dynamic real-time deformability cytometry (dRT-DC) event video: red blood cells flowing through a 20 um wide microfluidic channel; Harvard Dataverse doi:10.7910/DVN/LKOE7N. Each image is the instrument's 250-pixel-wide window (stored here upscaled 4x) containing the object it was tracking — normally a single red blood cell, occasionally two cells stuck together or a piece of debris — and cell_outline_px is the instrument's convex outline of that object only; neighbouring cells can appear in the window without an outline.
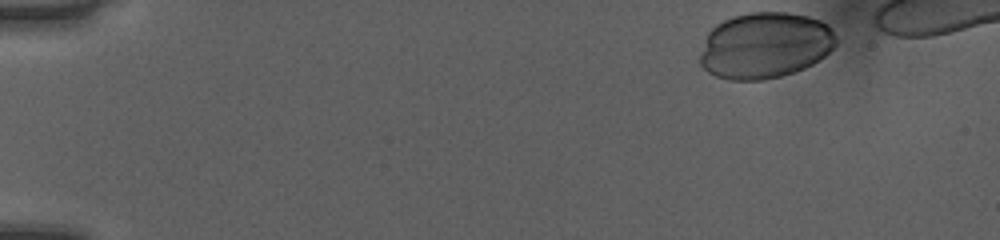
{"species": "human", "species_latin": "Homo sapiens", "temperature_condition": "room temperature", "stored_images_in_passage": 40, "camera_frame_rate_fps": 3000, "um_per_image_px": 0.085, "donor": {"sex": "female"}, "frame": {"image": 1, "passage_image": 1, "time_ms": 0.0, "image_size_px": [1000, 240], "cell_outline_px": [[836, 44], [824, 56], [812, 64], [804, 68], [780, 76], [764, 80], [728, 80], [716, 76], [708, 72], [700, 64], [700, 56], [708, 32], [716, 24], [732, 16], [748, 12], [788, 12], [808, 16], [820, 20], [828, 24], [832, 28], [836, 36]], "centroid_in_image_um": [65.03, 3.85], "position_along_channel_um": 20.0, "area_um2": 52.54}}
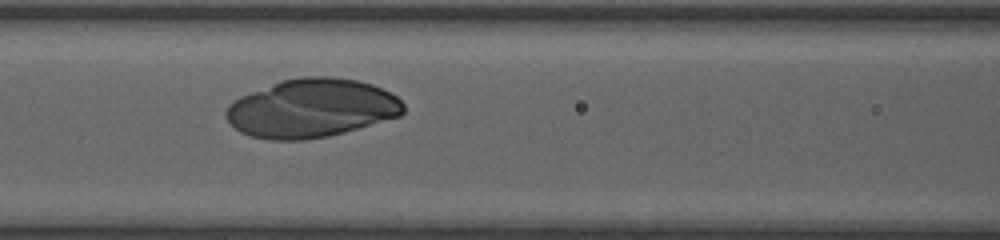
{"frame": {"image": 2, "passage_image": 19, "time_ms": 6.0, "image_size_px": [1000, 240], "cell_outline_px": [[404, 112], [400, 116], [344, 132], [328, 136], [304, 140], [272, 140], [252, 136], [240, 132], [224, 116], [224, 112], [228, 104], [232, 100], [240, 96], [280, 80], [300, 76], [332, 76], [360, 80], [372, 84], [396, 96], [404, 104]], "centroid_in_image_um": [26.46, 9.18], "position_along_channel_um": 140.1, "area_um2": 60.86}}
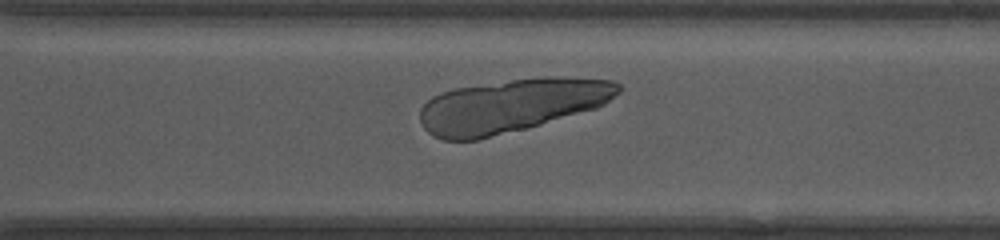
{"frame": {"image": 3, "passage_image": 33, "time_ms": 10.667, "image_size_px": [1000, 240], "cell_outline_px": [[624, 88], [620, 92], [604, 104], [596, 108], [540, 124], [476, 140], [444, 140], [432, 136], [424, 128], [420, 120], [420, 108], [432, 96], [440, 92], [452, 88], [512, 80], [544, 76], [556, 76], [612, 80], [620, 84]], "centroid_in_image_um": [43.46, 8.96], "position_along_channel_um": 327.1, "area_um2": 61.67}}